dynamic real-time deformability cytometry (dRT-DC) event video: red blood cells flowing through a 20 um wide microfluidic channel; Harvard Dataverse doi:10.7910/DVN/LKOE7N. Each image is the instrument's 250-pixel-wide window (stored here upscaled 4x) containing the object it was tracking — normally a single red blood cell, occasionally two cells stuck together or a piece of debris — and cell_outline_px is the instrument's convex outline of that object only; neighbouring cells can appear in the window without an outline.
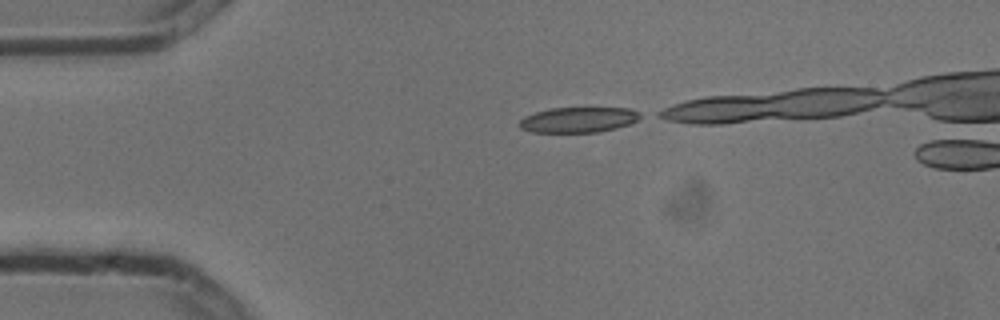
{"species": "common noctule bat (a hibernating species)", "species_latin": "Nyctalus noctula", "temperature_condition": "cold", "stored_images_in_passage": 3, "camera_frame_rate_fps": 3000, "um_per_image_px": 0.085, "animal": {"sex": "male", "body_mass_g": 13.3}, "frame": {"image": 1, "passage_image": 1, "time_ms": 0.0, "image_size_px": [1000, 320], "cell_outline_px": [[644, 116], [628, 124], [616, 128], [596, 132], [532, 132], [520, 128], [516, 124], [524, 116], [536, 112], [552, 108], [628, 108], [640, 112]], "centroid_in_image_um": [49.15, 10.18], "position_along_channel_um": 35.9, "area_um2": 17.86}}